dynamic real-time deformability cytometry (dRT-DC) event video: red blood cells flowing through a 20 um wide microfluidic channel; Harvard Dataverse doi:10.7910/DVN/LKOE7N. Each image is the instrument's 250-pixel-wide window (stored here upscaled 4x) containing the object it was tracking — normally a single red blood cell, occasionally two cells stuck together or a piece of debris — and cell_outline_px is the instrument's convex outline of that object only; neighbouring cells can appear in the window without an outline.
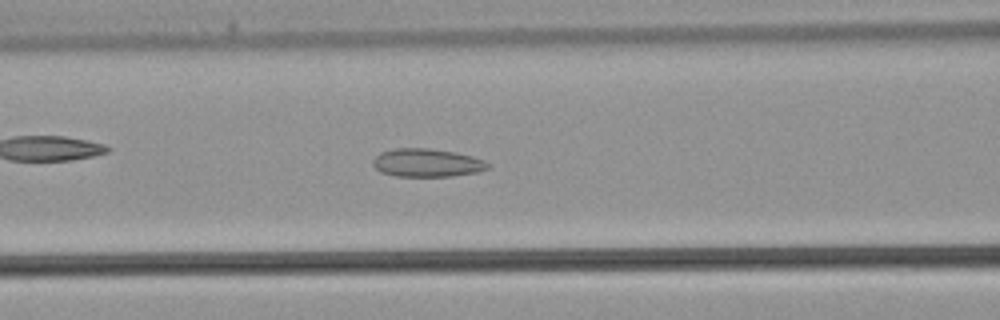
{"species": "common noctule bat (a hibernating species)", "species_latin": "Nyctalus noctula", "temperature_condition": "warm", "stored_images_in_passage": 41, "camera_frame_rate_fps": 3000, "um_per_image_px": 0.085, "animal": {"sex": "male", "body_mass_g": 21.5, "forearm_length_mm": 52.0}, "frame": {"image": 1, "passage_image": 16, "time_ms": 5.0, "image_size_px": [1000, 320], "cell_outline_px": [[492, 164], [488, 168], [476, 172], [452, 176], [396, 176], [380, 172], [372, 164], [372, 160], [380, 152], [396, 148], [428, 148], [452, 152], [472, 156], [484, 160]], "centroid_in_image_um": [36.28, 13.84], "position_along_channel_um": 130.3, "area_um2": 18.84}}
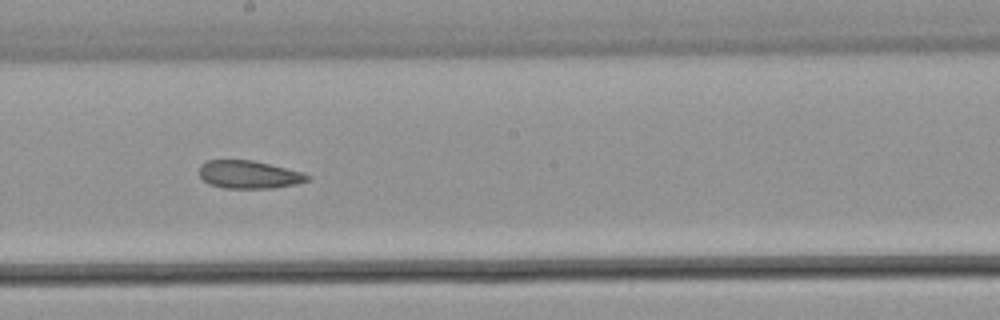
{"frame": {"image": 2, "passage_image": 22, "time_ms": 7.0, "image_size_px": [1000, 320], "cell_outline_px": [[308, 180], [296, 184], [272, 188], [224, 188], [208, 184], [200, 176], [200, 164], [208, 160], [252, 160], [300, 172], [308, 176]], "centroid_in_image_um": [21.09, 14.84], "position_along_channel_um": 227.1, "area_um2": 17.28}}
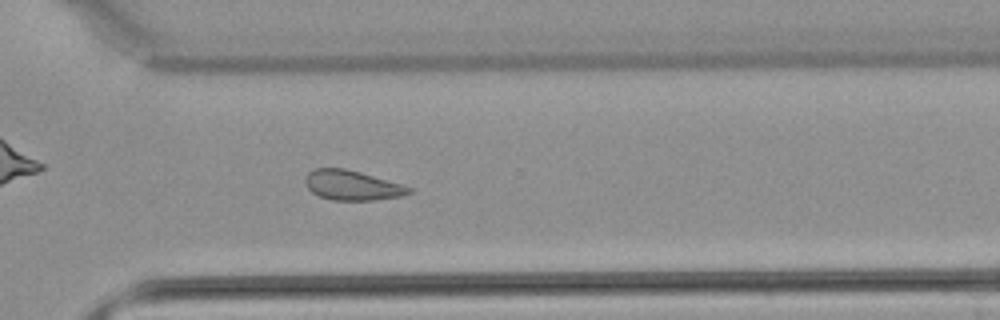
{"frame": {"image": 3, "passage_image": 29, "time_ms": 9.333, "image_size_px": [1000, 320], "cell_outline_px": [[412, 192], [404, 196], [372, 200], [332, 200], [320, 196], [312, 192], [304, 184], [304, 180], [308, 172], [316, 168], [344, 168], [360, 172], [400, 184], [412, 188]], "centroid_in_image_um": [29.91, 15.75], "position_along_channel_um": 340.7, "area_um2": 17.92}}